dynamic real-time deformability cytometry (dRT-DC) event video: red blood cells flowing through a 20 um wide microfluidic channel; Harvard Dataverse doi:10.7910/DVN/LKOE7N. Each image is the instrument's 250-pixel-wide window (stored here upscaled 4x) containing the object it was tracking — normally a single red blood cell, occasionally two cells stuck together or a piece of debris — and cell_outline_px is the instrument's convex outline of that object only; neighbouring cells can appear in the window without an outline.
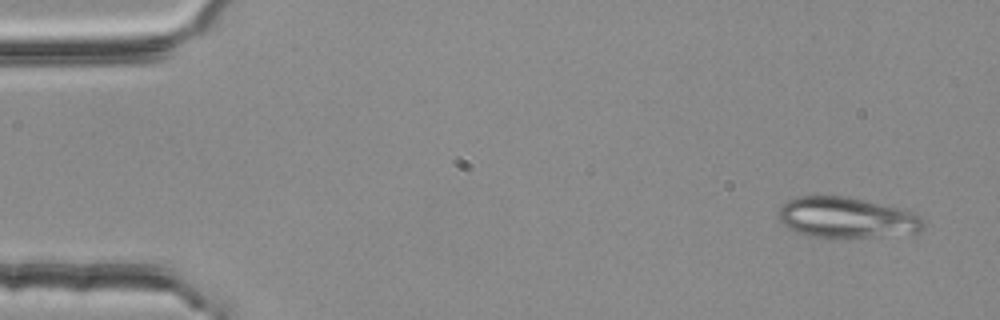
{"species": "common noctule bat (a hibernating species)", "species_latin": "Nyctalus noctula", "temperature_condition": "room temperature", "stored_images_in_passage": 3, "camera_frame_rate_fps": 3000, "um_per_image_px": 0.085, "animal": {"sex": "female", "body_mass_g": 25.1}, "frame": {"image": 1, "passage_image": 1, "time_ms": 0.0, "image_size_px": [1000, 320], "cell_outline_px": [[924, 228], [920, 232], [868, 236], [808, 236], [796, 232], [788, 228], [780, 220], [780, 208], [788, 200], [800, 196], [848, 196], [904, 208], [920, 216], [924, 220]], "centroid_in_image_um": [72.0, 18.46], "position_along_channel_um": 13.0, "area_um2": 33.93}}